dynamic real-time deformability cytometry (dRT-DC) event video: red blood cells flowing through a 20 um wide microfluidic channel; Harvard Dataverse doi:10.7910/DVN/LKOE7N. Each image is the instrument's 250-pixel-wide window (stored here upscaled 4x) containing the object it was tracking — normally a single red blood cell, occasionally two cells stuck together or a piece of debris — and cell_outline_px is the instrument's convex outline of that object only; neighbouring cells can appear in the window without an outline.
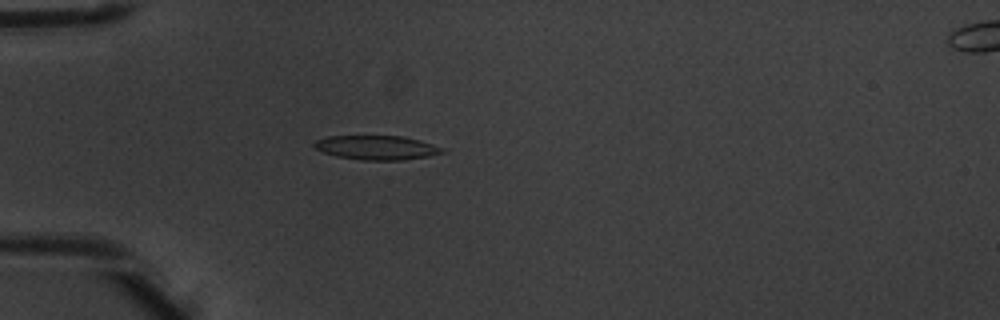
{"species": "common noctule bat (a hibernating species)", "species_latin": "Nyctalus noctula", "temperature_condition": "warm", "stored_images_in_passage": 4, "camera_frame_rate_fps": 3000, "um_per_image_px": 0.085, "animal": {"sex": "male", "body_mass_g": 20.1, "forearm_length_mm": 53.5}, "frame": {"image": 1, "passage_image": 4, "time_ms": 1.0, "image_size_px": [1000, 320], "cell_outline_px": [[444, 152], [428, 156], [404, 160], [360, 160], [336, 156], [324, 152], [316, 148], [312, 144], [316, 140], [328, 136], [400, 136], [420, 140], [444, 148]], "centroid_in_image_um": [32.01, 12.55], "position_along_channel_um": 53.0, "area_um2": 17.98}}